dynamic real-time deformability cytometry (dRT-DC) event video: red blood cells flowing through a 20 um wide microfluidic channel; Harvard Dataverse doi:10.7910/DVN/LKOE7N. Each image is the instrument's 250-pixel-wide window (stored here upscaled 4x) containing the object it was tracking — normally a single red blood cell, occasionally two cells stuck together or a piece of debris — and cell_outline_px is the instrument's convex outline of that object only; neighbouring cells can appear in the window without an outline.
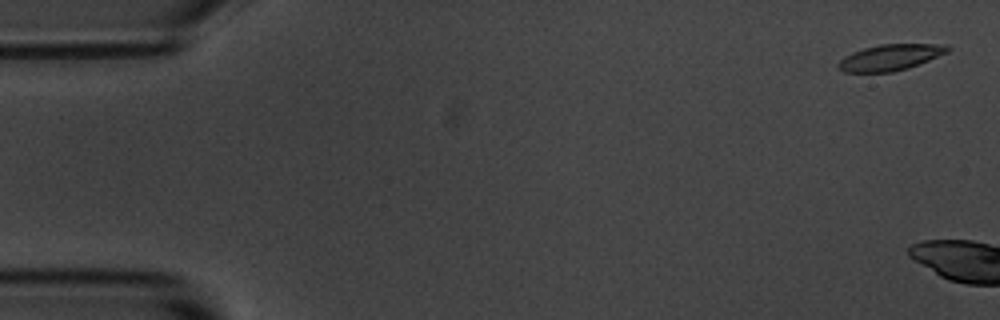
{"species": "common noctule bat (a hibernating species)", "species_latin": "Nyctalus noctula", "temperature_condition": "room temperature", "stored_images_in_passage": 5, "camera_frame_rate_fps": 3000, "um_per_image_px": 0.085, "animal": {"sex": "male", "body_mass_g": 20.1, "forearm_length_mm": 53.5}, "frame": {"image": 1, "passage_image": 2, "time_ms": 0.333, "image_size_px": [1000, 320], "cell_outline_px": [[952, 48], [948, 52], [908, 68], [892, 72], [844, 72], [836, 64], [844, 56], [852, 52], [864, 48], [880, 44], [948, 44]], "centroid_in_image_um": [75.68, 4.87], "position_along_channel_um": 9.3, "area_um2": 16.59}}